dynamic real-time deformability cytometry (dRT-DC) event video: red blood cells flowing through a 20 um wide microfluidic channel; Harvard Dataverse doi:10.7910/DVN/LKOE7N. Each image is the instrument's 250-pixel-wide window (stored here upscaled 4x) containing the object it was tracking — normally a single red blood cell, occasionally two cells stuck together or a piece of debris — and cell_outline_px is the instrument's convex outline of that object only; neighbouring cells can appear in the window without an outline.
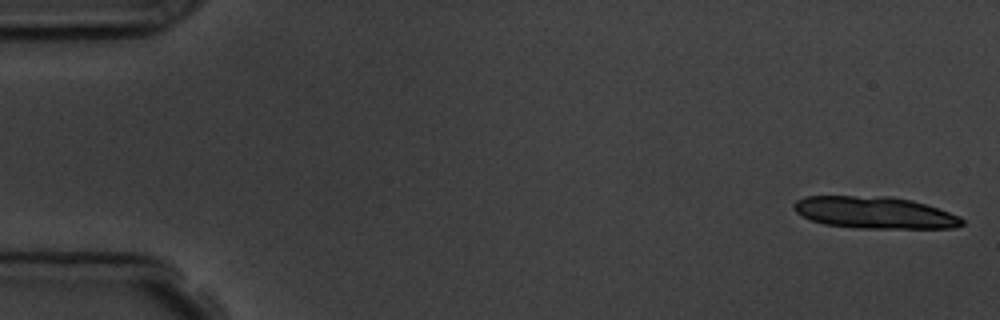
{"species": "common noctule bat (a hibernating species)", "species_latin": "Nyctalus noctula", "temperature_condition": "room temperature", "stored_images_in_passage": 5, "camera_frame_rate_fps": 3000, "um_per_image_px": 0.085, "animal": {"sex": "male", "body_mass_g": 19.5, "forearm_length_mm": 54.6}, "frame": {"image": 1, "passage_image": 1, "time_ms": 0.0, "image_size_px": [1000, 320], "cell_outline_px": [[964, 224], [952, 228], [856, 228], [824, 224], [812, 220], [796, 212], [792, 208], [792, 204], [796, 200], [804, 196], [892, 196], [912, 200], [960, 216], [964, 220]], "centroid_in_image_um": [74.31, 18.06], "position_along_channel_um": 10.7, "area_um2": 31.33}}